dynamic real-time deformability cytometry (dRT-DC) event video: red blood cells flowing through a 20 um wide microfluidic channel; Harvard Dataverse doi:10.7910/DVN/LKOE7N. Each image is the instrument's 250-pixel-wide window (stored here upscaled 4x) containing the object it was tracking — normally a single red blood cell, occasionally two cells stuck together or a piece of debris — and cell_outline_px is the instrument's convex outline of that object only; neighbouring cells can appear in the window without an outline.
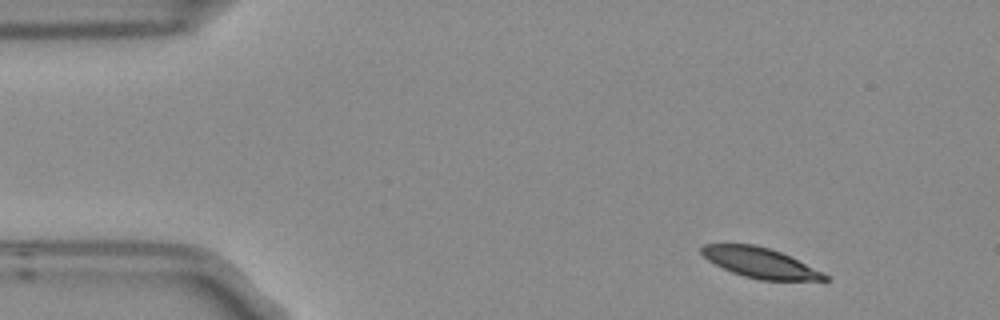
{"species": "Egyptian fruit bat (a non-hibernating species)", "species_latin": "Rousettus aegyptiacus", "temperature_condition": "room temperature", "stored_images_in_passage": 5, "segment_of_instrument_passage": [2, 2], "camera_frame_rate_fps": 3000, "um_per_image_px": 0.085, "frame": {"image": 1, "passage_image": 5, "time_ms": 1.333, "image_size_px": [1000, 320], "cell_outline_px": [[828, 280], [760, 280], [744, 276], [732, 272], [708, 260], [700, 252], [700, 248], [704, 244], [756, 244], [780, 252], [824, 272], [828, 276]], "centroid_in_image_um": [64.6, 22.33], "position_along_channel_um": 20.4, "area_um2": 21.39}}